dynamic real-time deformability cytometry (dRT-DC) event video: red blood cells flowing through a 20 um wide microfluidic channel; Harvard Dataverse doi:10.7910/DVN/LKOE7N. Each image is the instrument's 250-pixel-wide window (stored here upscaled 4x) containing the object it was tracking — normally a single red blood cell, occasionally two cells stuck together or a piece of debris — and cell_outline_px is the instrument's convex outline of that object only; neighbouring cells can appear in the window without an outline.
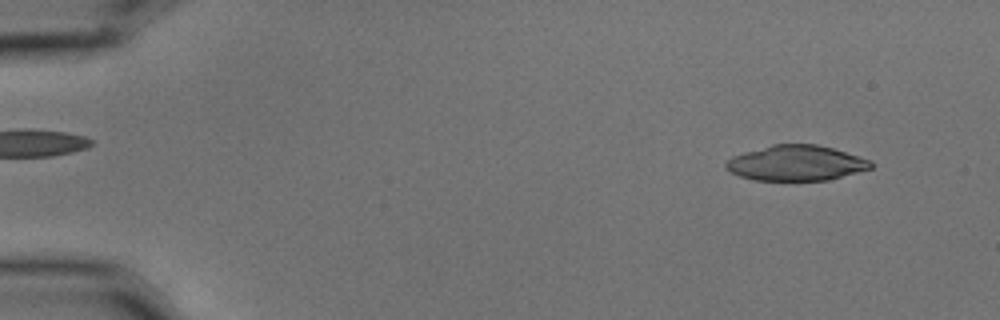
{"species": "common noctule bat (a hibernating species)", "species_latin": "Nyctalus noctula", "temperature_condition": "cold", "stored_images_in_passage": 4, "segment_of_instrument_passage": [2, 2], "camera_frame_rate_fps": 3000, "um_per_image_px": 0.085, "animal": {"sex": "male", "body_mass_g": 15.6}, "frame": {"image": 1, "passage_image": 4, "time_ms": 1.0, "image_size_px": [1000, 320], "cell_outline_px": [[876, 164], [872, 168], [828, 180], [752, 180], [740, 176], [724, 168], [724, 164], [732, 156], [744, 152], [772, 144], [816, 144], [832, 148], [872, 160]], "centroid_in_image_um": [67.68, 13.86], "position_along_channel_um": 17.3, "area_um2": 29.88}}